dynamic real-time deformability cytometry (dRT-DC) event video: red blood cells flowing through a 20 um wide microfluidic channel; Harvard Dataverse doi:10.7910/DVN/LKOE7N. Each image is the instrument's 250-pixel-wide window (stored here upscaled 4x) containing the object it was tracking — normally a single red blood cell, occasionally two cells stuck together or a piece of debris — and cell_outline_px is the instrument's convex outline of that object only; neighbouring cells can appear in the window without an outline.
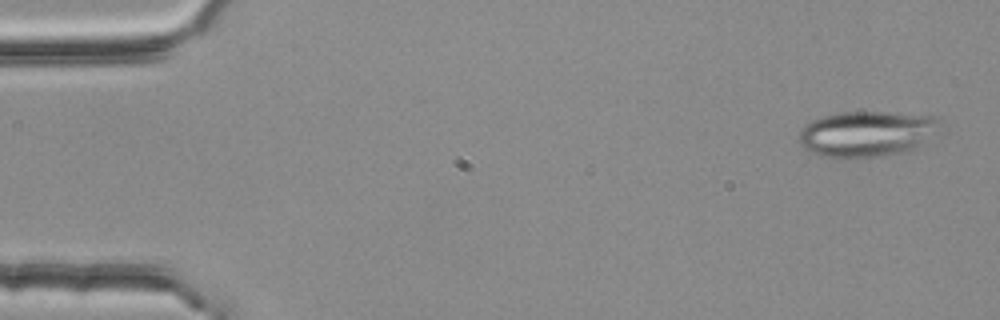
{"species": "common noctule bat (a hibernating species)", "species_latin": "Nyctalus noctula", "temperature_condition": "room temperature", "stored_images_in_passage": 4, "camera_frame_rate_fps": 3000, "um_per_image_px": 0.085, "animal": {"sex": "female", "body_mass_g": 25.1}, "frame": {"image": 1, "passage_image": 1, "time_ms": 0.0, "image_size_px": [1000, 320], "cell_outline_px": [[944, 120], [916, 148], [908, 152], [884, 156], [840, 160], [824, 156], [812, 152], [800, 144], [800, 128], [804, 124], [812, 120], [824, 116], [840, 112], [888, 112], [936, 116]], "centroid_in_image_um": [73.64, 11.39], "position_along_channel_um": 11.4, "area_um2": 37.86}}